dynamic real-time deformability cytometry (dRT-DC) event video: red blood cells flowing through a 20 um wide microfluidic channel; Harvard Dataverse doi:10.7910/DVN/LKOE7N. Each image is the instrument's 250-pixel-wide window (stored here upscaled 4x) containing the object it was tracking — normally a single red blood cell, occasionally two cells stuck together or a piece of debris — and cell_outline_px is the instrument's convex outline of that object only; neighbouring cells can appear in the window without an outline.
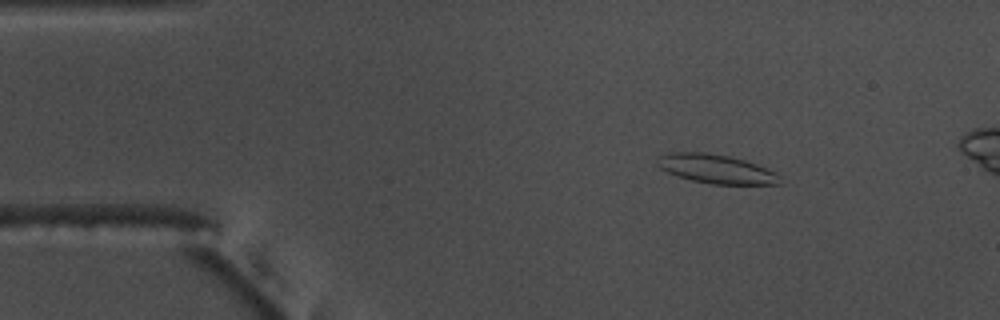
{"species": "common noctule bat (a hibernating species)", "species_latin": "Nyctalus noctula", "temperature_condition": "warm", "stored_images_in_passage": 8, "camera_frame_rate_fps": 3000, "um_per_image_px": 0.085, "animal": {"sex": "male", "body_mass_g": 17.5, "forearm_length_mm": 52.3}, "frame": {"image": 1, "passage_image": 1, "time_ms": 0.0, "image_size_px": [1000, 320], "cell_outline_px": [[780, 184], [712, 184], [692, 180], [668, 172], [660, 168], [656, 164], [656, 160], [660, 156], [672, 152], [708, 152], [728, 156], [744, 160], [756, 164], [776, 172]], "centroid_in_image_um": [60.85, 14.35], "position_along_channel_um": 24.2, "area_um2": 20.4}}